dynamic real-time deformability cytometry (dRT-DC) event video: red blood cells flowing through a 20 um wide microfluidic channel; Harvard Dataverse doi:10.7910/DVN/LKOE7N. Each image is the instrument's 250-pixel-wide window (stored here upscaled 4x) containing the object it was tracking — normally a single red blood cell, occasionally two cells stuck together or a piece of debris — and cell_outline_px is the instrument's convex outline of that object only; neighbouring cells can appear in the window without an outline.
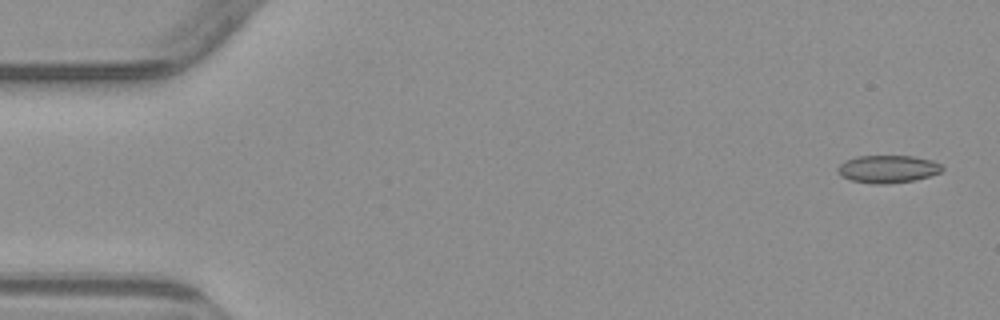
{"species": "common noctule bat (a hibernating species)", "species_latin": "Nyctalus noctula", "temperature_condition": "warm", "stored_images_in_passage": 5, "camera_frame_rate_fps": 3000, "um_per_image_px": 0.085, "animal": {"sex": "male", "body_mass_g": 23.1, "forearm_length_mm": 52.7}, "frame": {"image": 1, "passage_image": 1, "time_ms": 0.0, "image_size_px": [1000, 320], "cell_outline_px": [[944, 168], [940, 172], [928, 176], [912, 180], [888, 184], [876, 184], [852, 180], [844, 176], [836, 168], [844, 160], [856, 156], [912, 156], [932, 160], [940, 164]], "centroid_in_image_um": [75.46, 14.35], "position_along_channel_um": 9.5, "area_um2": 16.59}}
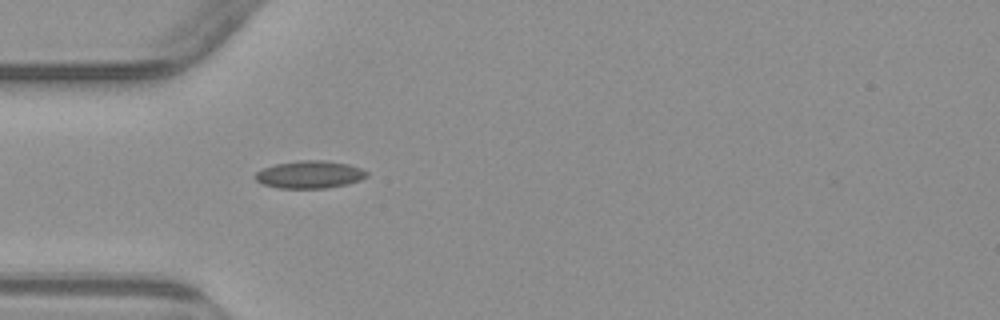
{"frame": {"image": 2, "passage_image": 5, "time_ms": 4.667, "image_size_px": [1000, 320], "cell_outline_px": [[368, 176], [360, 180], [348, 184], [328, 188], [280, 188], [260, 184], [252, 176], [256, 172], [264, 168], [276, 164], [300, 160], [324, 160], [348, 164], [360, 168], [368, 172]], "centroid_in_image_um": [26.31, 14.84], "position_along_channel_um": 58.7, "area_um2": 18.03}}